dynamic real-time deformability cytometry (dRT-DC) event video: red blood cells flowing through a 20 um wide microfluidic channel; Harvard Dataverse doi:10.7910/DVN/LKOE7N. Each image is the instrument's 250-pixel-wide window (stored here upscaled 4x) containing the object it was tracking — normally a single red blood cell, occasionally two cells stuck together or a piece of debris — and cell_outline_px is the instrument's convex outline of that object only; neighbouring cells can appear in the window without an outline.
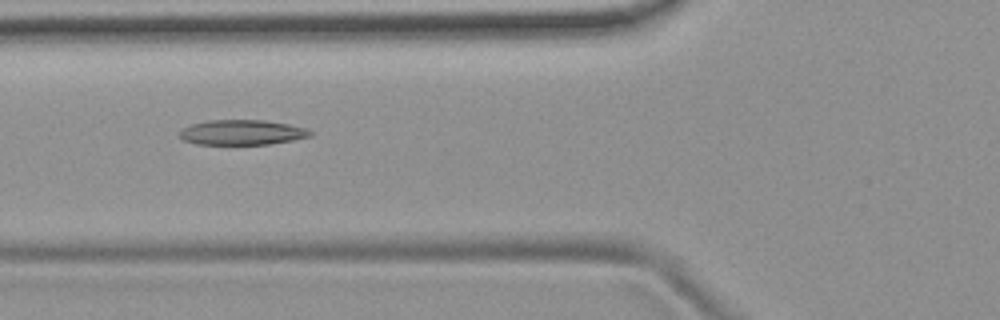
{"species": "common noctule bat (a hibernating species)", "species_latin": "Nyctalus noctula", "temperature_condition": "room temperature", "stored_images_in_passage": 53, "camera_frame_rate_fps": 3000, "um_per_image_px": 0.085, "animal": {"sex": "female", "body_mass_g": 19.9}, "frame": {"image": 1, "passage_image": 20, "time_ms": 6.333, "image_size_px": [1000, 320], "cell_outline_px": [[312, 136], [292, 140], [268, 144], [196, 144], [184, 140], [180, 136], [180, 132], [184, 128], [192, 124], [208, 120], [264, 120], [288, 124], [304, 128], [312, 132]], "centroid_in_image_um": [20.57, 11.25], "position_along_channel_um": 105.2, "area_um2": 18.84}}
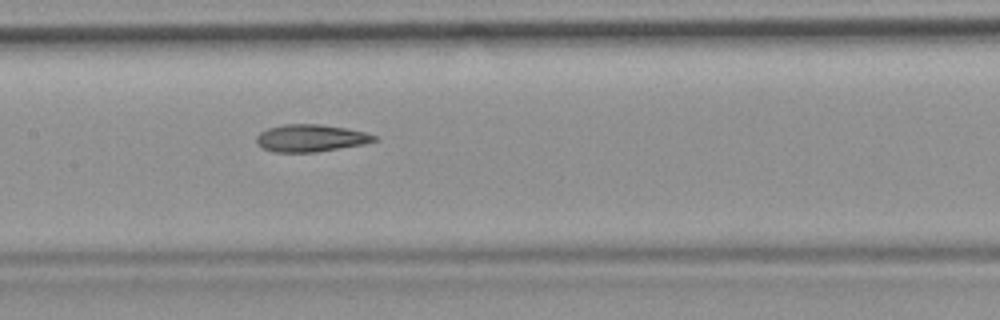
{"frame": {"image": 2, "passage_image": 26, "time_ms": 8.333, "image_size_px": [1000, 320], "cell_outline_px": [[376, 140], [364, 144], [316, 152], [272, 152], [256, 144], [256, 136], [260, 132], [268, 128], [284, 124], [320, 124], [344, 128], [364, 132], [376, 136]], "centroid_in_image_um": [26.36, 11.74], "position_along_channel_um": 181.0, "area_um2": 18.61}}
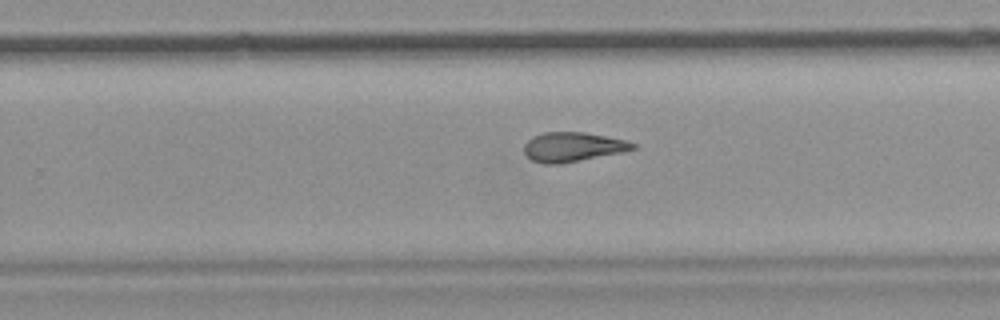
{"frame": {"image": 3, "passage_image": 34, "time_ms": 11.0, "image_size_px": [1000, 320], "cell_outline_px": [[636, 148], [620, 152], [564, 164], [544, 164], [532, 160], [524, 152], [524, 144], [532, 136], [544, 132], [584, 132], [624, 140], [636, 144]], "centroid_in_image_um": [48.63, 12.49], "position_along_channel_um": 281.2, "area_um2": 18.55}, "authors_computed_cell_mechanics": {"area_um2": 19.5942, "velocity_mm_per_s": 3.7765, "shape_relaxation_time_tau1_ms": null, "shape_relaxation_time_tau2_ms": 3.4174, "deformation_change_tau1": null, "deformation_change_tau2": 0.1223}}